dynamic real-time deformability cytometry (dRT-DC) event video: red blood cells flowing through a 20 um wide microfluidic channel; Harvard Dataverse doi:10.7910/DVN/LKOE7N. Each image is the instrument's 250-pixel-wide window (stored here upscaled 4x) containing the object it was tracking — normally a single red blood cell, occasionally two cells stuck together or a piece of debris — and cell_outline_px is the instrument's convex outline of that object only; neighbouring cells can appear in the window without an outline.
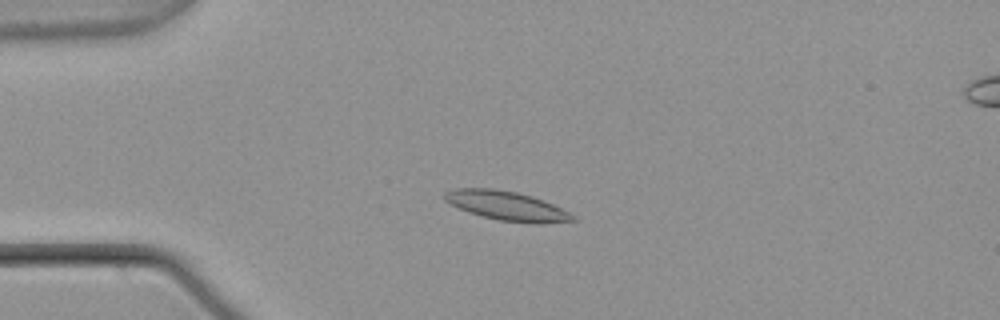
{"species": "common noctule bat (a hibernating species)", "species_latin": "Nyctalus noctula", "temperature_condition": "warm", "stored_images_in_passage": 49, "camera_frame_rate_fps": 3000, "um_per_image_px": 0.085, "animal": {"sex": "male", "body_mass_g": 21.5, "forearm_length_mm": 52.0}, "frame": {"image": 1, "passage_image": 15, "time_ms": 4.667, "image_size_px": [1000, 320], "cell_outline_px": [[576, 220], [540, 224], [536, 224], [500, 220], [468, 212], [444, 200], [444, 192], [456, 188], [492, 188], [516, 192], [532, 196], [552, 204], [576, 216]], "centroid_in_image_um": [43.07, 17.49], "position_along_channel_um": 41.9, "area_um2": 21.56}}
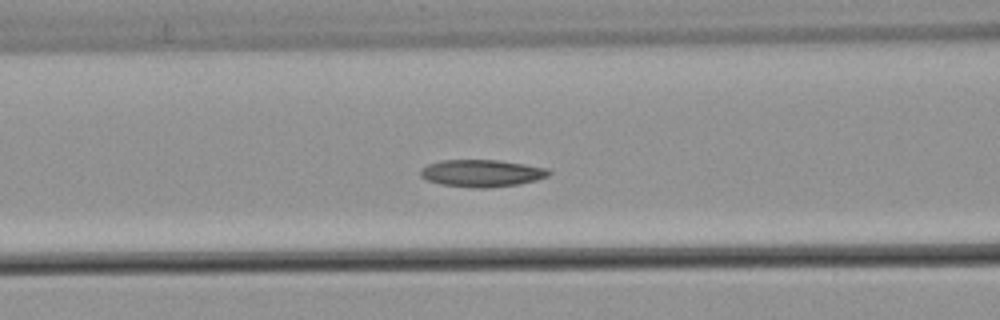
{"frame": {"image": 2, "passage_image": 24, "time_ms": 7.667, "image_size_px": [1000, 320], "cell_outline_px": [[552, 172], [548, 176], [536, 180], [520, 184], [488, 188], [476, 188], [440, 184], [428, 180], [420, 176], [420, 168], [428, 164], [440, 160], [500, 160], [548, 168]], "centroid_in_image_um": [40.95, 14.72], "position_along_channel_um": 125.6, "area_um2": 20.46}}
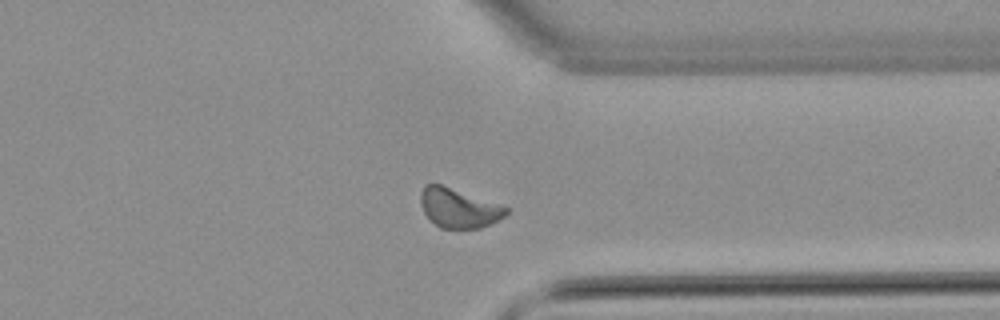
{"frame": {"image": 3, "passage_image": 44, "time_ms": 14.333, "image_size_px": [1000, 320], "cell_outline_px": [[508, 212], [504, 216], [480, 228], [440, 228], [424, 212], [420, 204], [420, 192], [424, 184], [440, 184], [508, 208]], "centroid_in_image_um": [38.93, 17.68], "position_along_channel_um": 372.5, "area_um2": 19.02}}